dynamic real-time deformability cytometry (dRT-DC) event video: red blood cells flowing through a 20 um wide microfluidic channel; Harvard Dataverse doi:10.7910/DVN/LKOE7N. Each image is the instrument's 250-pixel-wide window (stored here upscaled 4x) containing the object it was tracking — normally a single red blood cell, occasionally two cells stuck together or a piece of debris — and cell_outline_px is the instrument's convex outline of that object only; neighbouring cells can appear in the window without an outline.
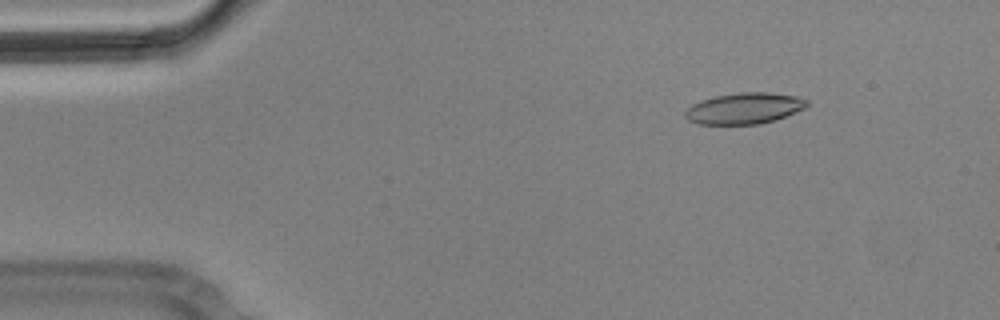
{"species": "Egyptian fruit bat (a non-hibernating species)", "species_latin": "Rousettus aegyptiacus", "temperature_condition": "cold", "stored_images_in_passage": 4, "camera_frame_rate_fps": 3000, "um_per_image_px": 0.085, "animal": {"sex": "male"}, "frame": {"image": 1, "passage_image": 1, "time_ms": 0.0, "image_size_px": [1000, 320], "cell_outline_px": [[808, 104], [804, 108], [776, 120], [760, 124], [696, 124], [688, 120], [684, 116], [684, 112], [692, 104], [700, 100], [716, 96], [740, 92], [768, 92], [796, 96], [808, 100]], "centroid_in_image_um": [63.24, 9.21], "position_along_channel_um": 21.8, "area_um2": 22.14}}